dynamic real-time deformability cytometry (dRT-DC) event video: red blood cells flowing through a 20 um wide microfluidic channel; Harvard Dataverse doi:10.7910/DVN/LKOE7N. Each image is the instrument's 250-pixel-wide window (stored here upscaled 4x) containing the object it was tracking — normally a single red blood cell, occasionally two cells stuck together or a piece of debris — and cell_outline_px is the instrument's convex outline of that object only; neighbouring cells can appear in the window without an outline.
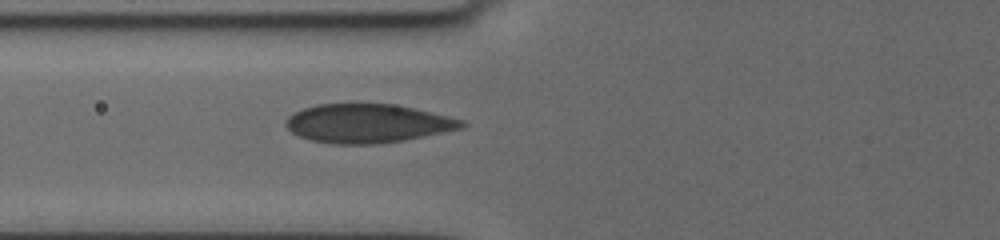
{"species": "human", "species_latin": "Homo sapiens", "temperature_condition": "cold", "stored_images_in_passage": 20, "camera_frame_rate_fps": 3000, "um_per_image_px": 0.085, "donor": {"sex": "female"}, "frame": {"image": 1, "passage_image": 20, "time_ms": 4.0, "image_size_px": [1000, 240], "cell_outline_px": [[468, 124], [464, 128], [424, 136], [380, 144], [332, 144], [312, 140], [300, 136], [292, 132], [284, 124], [288, 116], [304, 108], [320, 104], [392, 104], [412, 108], [464, 120]], "centroid_in_image_um": [31.26, 10.5], "position_along_channel_um": 94.5, "area_um2": 39.42}}